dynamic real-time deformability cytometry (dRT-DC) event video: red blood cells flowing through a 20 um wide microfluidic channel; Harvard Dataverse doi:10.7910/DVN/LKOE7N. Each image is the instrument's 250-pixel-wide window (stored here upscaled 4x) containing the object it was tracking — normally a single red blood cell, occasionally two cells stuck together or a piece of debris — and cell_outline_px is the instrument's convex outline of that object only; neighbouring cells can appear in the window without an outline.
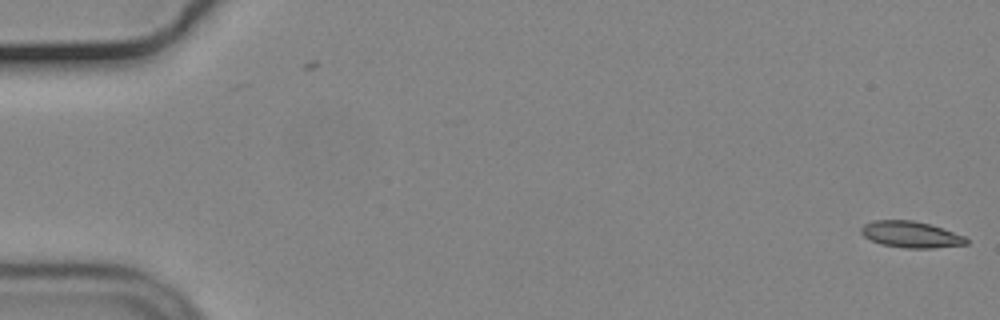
{"species": "common noctule bat (a hibernating species)", "species_latin": "Nyctalus noctula", "temperature_condition": "cold", "stored_images_in_passage": 4, "camera_frame_rate_fps": 3000, "um_per_image_px": 0.085, "animal": {"sex": "male", "body_mass_g": 19.2, "forearm_length_mm": 51.8}, "frame": {"image": 1, "passage_image": 4, "time_ms": 1.0, "image_size_px": [1000, 320], "cell_outline_px": [[968, 244], [932, 248], [904, 248], [880, 244], [864, 236], [860, 232], [860, 228], [864, 224], [872, 220], [912, 220], [932, 224], [964, 236], [968, 240]], "centroid_in_image_um": [77.41, 19.92], "position_along_channel_um": 7.6, "area_um2": 16.24}}